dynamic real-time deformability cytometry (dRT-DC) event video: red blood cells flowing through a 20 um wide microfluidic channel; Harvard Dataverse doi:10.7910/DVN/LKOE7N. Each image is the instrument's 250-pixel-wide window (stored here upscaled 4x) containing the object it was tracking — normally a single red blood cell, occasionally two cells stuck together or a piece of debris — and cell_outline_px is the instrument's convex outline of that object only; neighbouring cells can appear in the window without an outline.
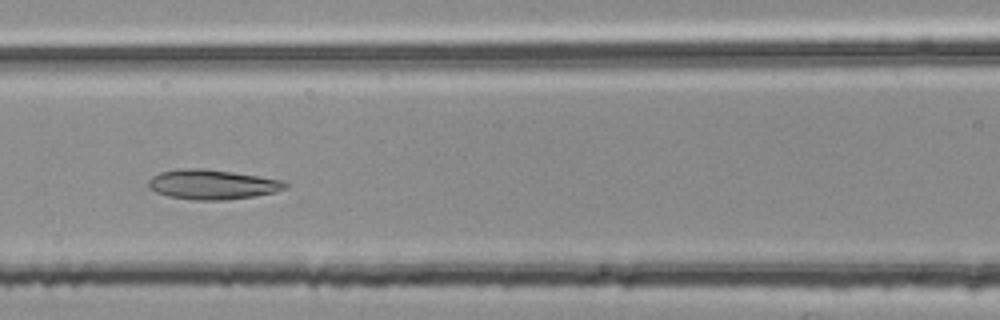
{"species": "common noctule bat (a hibernating species)", "species_latin": "Nyctalus noctula", "temperature_condition": "room temperature", "stored_images_in_passage": 48, "camera_frame_rate_fps": 3000, "um_per_image_px": 0.085, "animal": {"sex": "female", "body_mass_g": 25.1}, "frame": {"image": 1, "passage_image": 20, "time_ms": 6.333, "image_size_px": [1000, 320], "cell_outline_px": [[288, 184], [284, 188], [276, 192], [256, 196], [224, 200], [196, 200], [168, 196], [156, 192], [148, 188], [148, 180], [152, 176], [160, 172], [180, 168], [204, 168], [232, 172], [284, 180]], "centroid_in_image_um": [18.03, 15.67], "position_along_channel_um": 148.6, "area_um2": 23.81}}
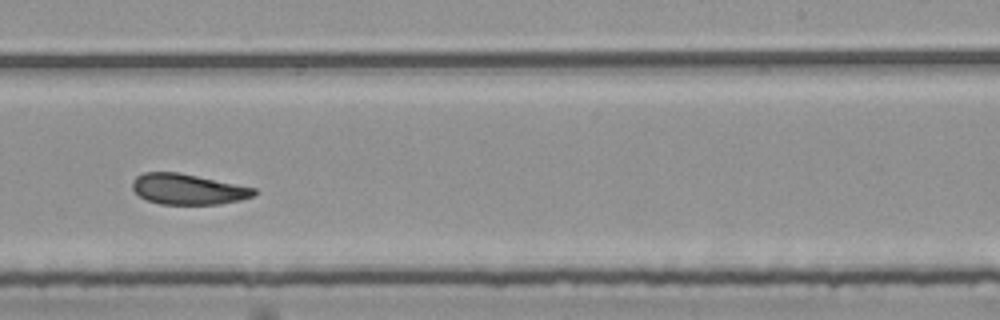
{"frame": {"image": 2, "passage_image": 30, "time_ms": 9.667, "image_size_px": [1000, 320], "cell_outline_px": [[256, 192], [252, 196], [240, 200], [220, 204], [160, 204], [148, 200], [140, 196], [132, 188], [132, 180], [136, 176], [144, 172], [180, 172], [256, 188]], "centroid_in_image_um": [15.96, 16.07], "position_along_channel_um": 273.0, "area_um2": 21.68}}
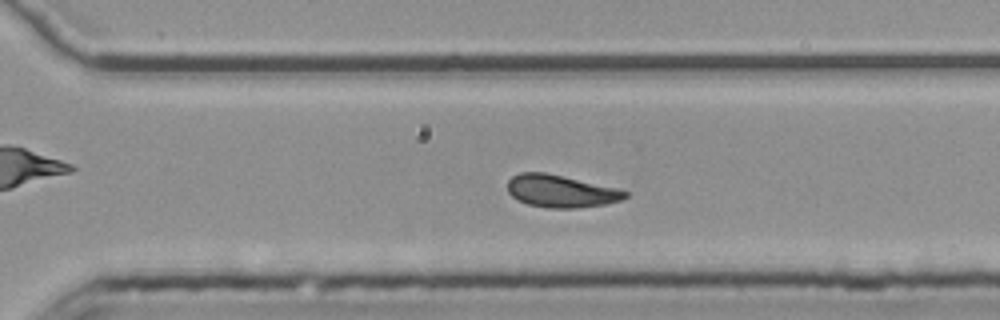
{"frame": {"image": 3, "passage_image": 34, "time_ms": 11.0, "image_size_px": [1000, 320], "cell_outline_px": [[628, 196], [620, 200], [604, 204], [576, 208], [548, 208], [528, 204], [512, 196], [508, 192], [508, 180], [512, 176], [520, 172], [544, 172], [616, 188], [628, 192]], "centroid_in_image_um": [47.64, 16.25], "position_along_channel_um": 323.0, "area_um2": 21.91}, "authors_computed_cell_mechanics": {"area_um2": 22.6865, "velocity_mm_per_s": 3.7461, "shape_relaxation_time_tau1_ms": null, "shape_relaxation_time_tau2_ms": 4.8731, "deformation_change_tau1": null, "deformation_change_tau2": 0.1134}}